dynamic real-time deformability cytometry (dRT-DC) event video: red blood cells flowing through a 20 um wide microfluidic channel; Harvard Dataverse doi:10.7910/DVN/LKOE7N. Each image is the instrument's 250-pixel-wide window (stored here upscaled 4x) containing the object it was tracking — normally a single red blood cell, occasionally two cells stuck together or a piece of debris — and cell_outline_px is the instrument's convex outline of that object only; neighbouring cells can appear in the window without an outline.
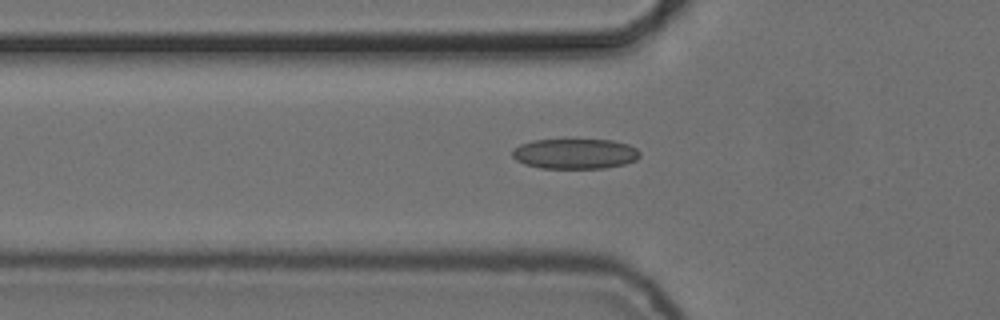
{"species": "common noctule bat (a hibernating species)", "species_latin": "Nyctalus noctula", "temperature_condition": "cold", "stored_images_in_passage": 41, "camera_frame_rate_fps": 3000, "um_per_image_px": 0.085, "animal": {"sex": "female", "body_mass_g": 24.6, "forearm_length_mm": 56.2}, "frame": {"image": 1, "passage_image": 10, "time_ms": 3.0, "image_size_px": [1000, 320], "cell_outline_px": [[640, 156], [636, 160], [624, 164], [604, 168], [540, 168], [524, 164], [516, 160], [512, 156], [512, 152], [520, 144], [532, 140], [612, 140], [628, 144], [636, 148], [640, 152]], "centroid_in_image_um": [48.88, 13.07], "position_along_channel_um": 76.9, "area_um2": 22.43}}
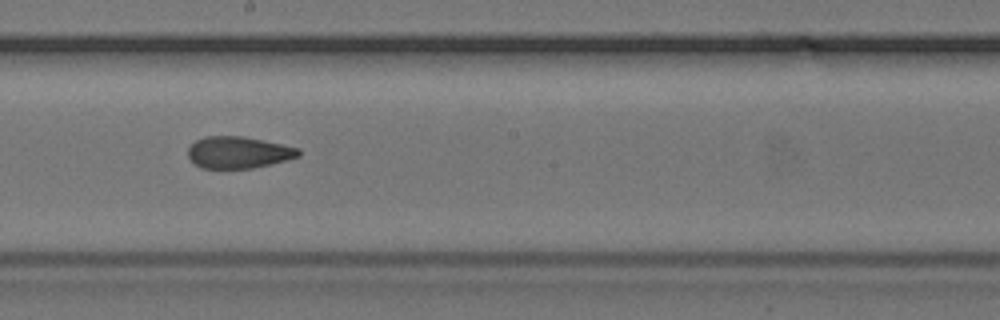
{"frame": {"image": 2, "passage_image": 22, "time_ms": 7.0, "image_size_px": [1000, 320], "cell_outline_px": [[300, 156], [288, 160], [272, 164], [252, 168], [200, 168], [192, 164], [188, 156], [188, 148], [196, 140], [204, 136], [244, 136], [300, 148]], "centroid_in_image_um": [20.25, 12.96], "position_along_channel_um": 227.9, "area_um2": 20.69}}
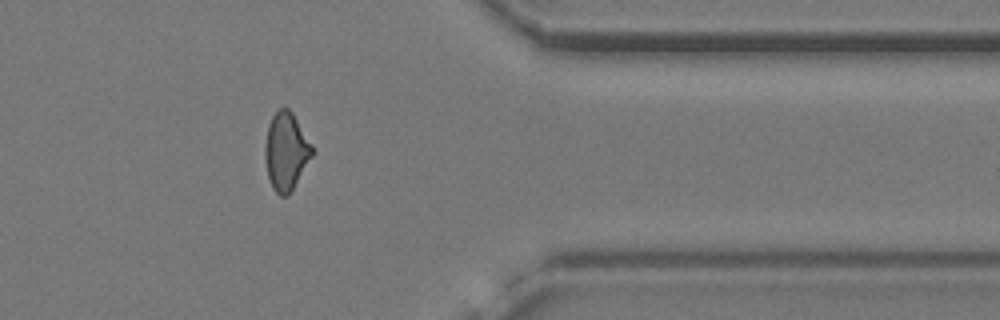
{"frame": {"image": 3, "passage_image": 36, "time_ms": 11.667, "image_size_px": [1000, 320], "cell_outline_px": [[316, 152], [288, 196], [280, 196], [272, 188], [268, 176], [264, 156], [264, 148], [268, 124], [272, 116], [280, 108], [288, 108], [292, 112], [312, 144]], "centroid_in_image_um": [24.33, 12.88], "position_along_channel_um": 387.1, "area_um2": 21.62}}